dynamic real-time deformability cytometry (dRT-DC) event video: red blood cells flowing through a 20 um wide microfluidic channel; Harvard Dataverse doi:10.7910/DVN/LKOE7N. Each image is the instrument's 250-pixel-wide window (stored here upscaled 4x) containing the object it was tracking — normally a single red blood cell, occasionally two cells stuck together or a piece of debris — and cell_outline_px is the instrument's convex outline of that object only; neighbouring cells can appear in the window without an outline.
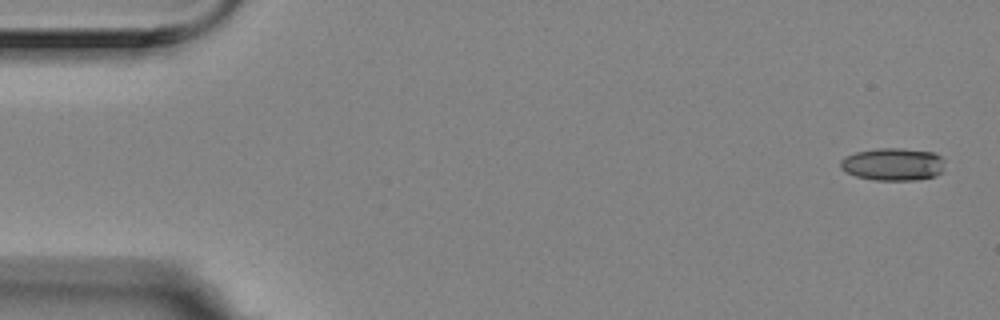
{"species": "Egyptian fruit bat (a non-hibernating species)", "species_latin": "Rousettus aegyptiacus", "temperature_condition": "room temperature", "stored_images_in_passage": 7, "camera_frame_rate_fps": 3000, "um_per_image_px": 0.085, "animal": {"sex": "female"}, "frame": {"image": 1, "passage_image": 1, "time_ms": 0.0, "image_size_px": [1000, 320], "cell_outline_px": [[944, 172], [936, 176], [916, 180], [876, 180], [856, 176], [844, 172], [840, 168], [840, 160], [844, 156], [856, 152], [876, 148], [900, 148], [932, 152], [940, 156], [944, 160]], "centroid_in_image_um": [75.9, 13.96], "position_along_channel_um": 9.1, "area_um2": 20.11}}
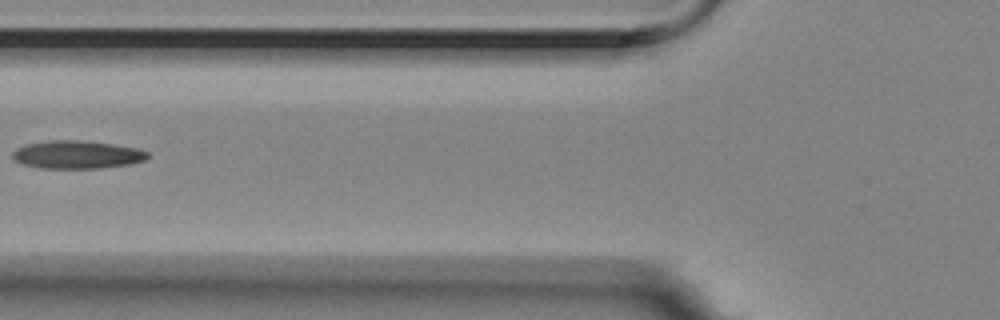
{"frame": {"image": 2, "passage_image": 6, "time_ms": 1.667, "image_size_px": [1000, 320], "cell_outline_px": [[148, 156], [144, 160], [132, 164], [100, 168], [40, 168], [20, 164], [12, 156], [12, 152], [16, 148], [24, 144], [48, 140], [80, 140], [112, 144], [136, 148], [148, 152]], "centroid_in_image_um": [6.5, 13.14], "position_along_channel_um": 119.3, "area_um2": 22.14}}
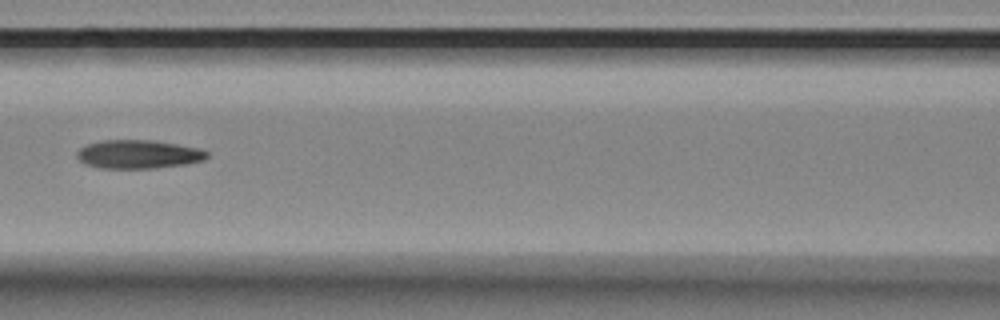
{"frame": {"image": 3, "passage_image": 7, "time_ms": 2.0, "image_size_px": [1000, 320], "cell_outline_px": [[208, 156], [204, 160], [184, 164], [156, 168], [100, 168], [84, 164], [76, 156], [76, 152], [80, 148], [88, 144], [104, 140], [148, 140], [176, 144], [196, 148], [208, 152]], "centroid_in_image_um": [11.72, 13.12], "position_along_channel_um": 154.9, "area_um2": 21.44}}